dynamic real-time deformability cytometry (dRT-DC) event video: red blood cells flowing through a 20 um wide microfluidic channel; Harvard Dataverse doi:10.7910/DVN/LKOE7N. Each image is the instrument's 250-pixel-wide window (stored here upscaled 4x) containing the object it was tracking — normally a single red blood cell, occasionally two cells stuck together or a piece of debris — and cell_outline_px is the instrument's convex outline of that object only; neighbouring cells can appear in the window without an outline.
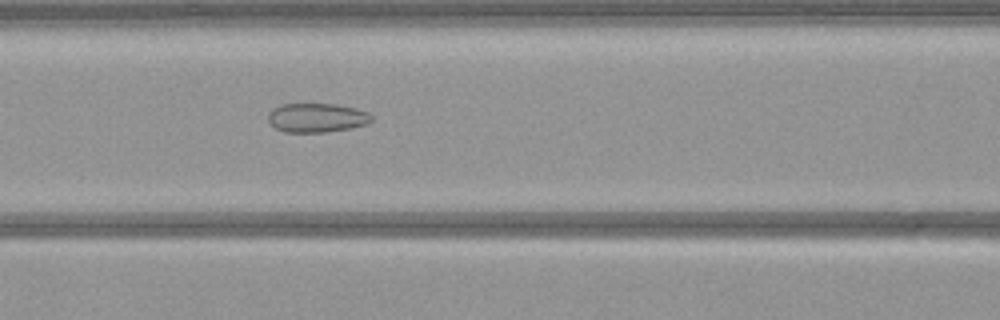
{"species": "common noctule bat (a hibernating species)", "species_latin": "Nyctalus noctula", "temperature_condition": "warm", "stored_images_in_passage": 53, "camera_frame_rate_fps": 3000, "um_per_image_px": 0.085, "animal": {"sex": "female", "body_mass_g": 21.9}, "frame": {"image": 1, "passage_image": 22, "time_ms": 7.0, "image_size_px": [1000, 320], "cell_outline_px": [[372, 120], [368, 124], [352, 128], [324, 132], [284, 132], [276, 128], [268, 120], [268, 112], [272, 108], [280, 104], [336, 104], [356, 108], [368, 112], [372, 116]], "centroid_in_image_um": [26.93, 10.0], "position_along_channel_um": 139.7, "area_um2": 17.69}}
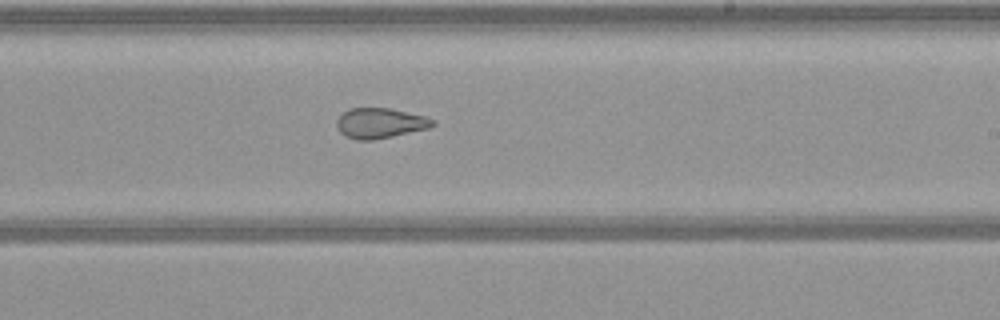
{"frame": {"image": 2, "passage_image": 31, "time_ms": 10.0, "image_size_px": [1000, 320], "cell_outline_px": [[436, 124], [428, 128], [392, 136], [372, 140], [356, 140], [344, 136], [340, 132], [336, 124], [336, 120], [348, 108], [392, 108], [424, 116], [436, 120]], "centroid_in_image_um": [32.3, 10.46], "position_along_channel_um": 256.7, "area_um2": 16.94}}
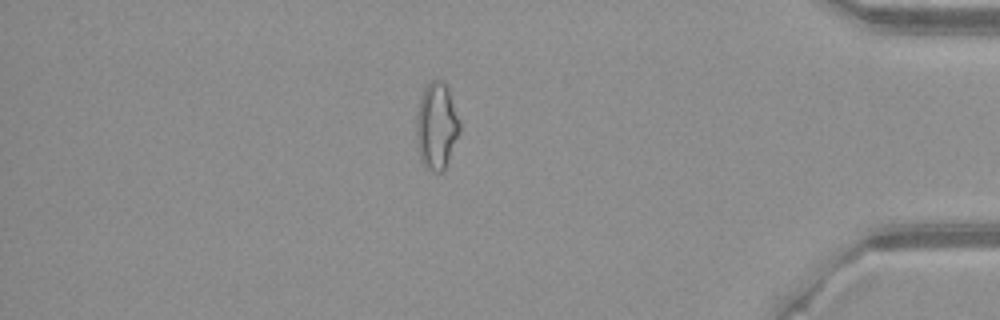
{"frame": {"image": 3, "passage_image": 45, "time_ms": 14.667, "image_size_px": [1000, 320], "cell_outline_px": [[460, 132], [444, 168], [440, 172], [432, 172], [420, 160], [416, 140], [416, 120], [420, 96], [424, 88], [432, 80], [444, 80], [448, 88], [460, 120]], "centroid_in_image_um": [37.1, 10.68], "position_along_channel_um": 398.1, "area_um2": 21.91}}